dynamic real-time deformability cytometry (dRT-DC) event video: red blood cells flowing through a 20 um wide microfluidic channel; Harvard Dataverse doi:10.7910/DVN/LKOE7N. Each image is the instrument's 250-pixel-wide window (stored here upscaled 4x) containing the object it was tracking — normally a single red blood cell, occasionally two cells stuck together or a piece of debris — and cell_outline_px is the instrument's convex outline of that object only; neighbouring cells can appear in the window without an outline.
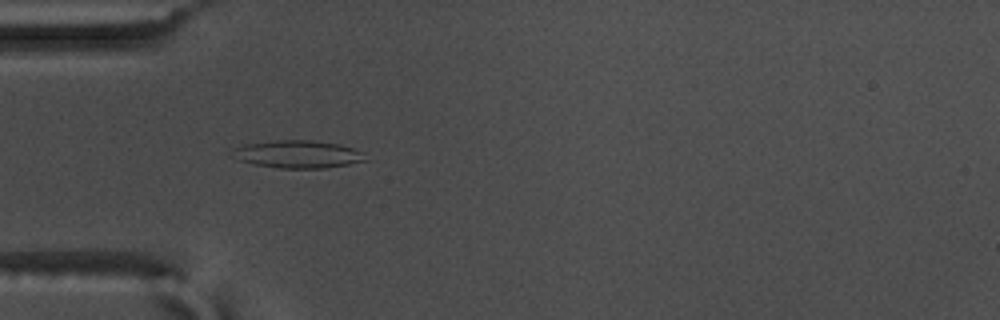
{"species": "common noctule bat (a hibernating species)", "species_latin": "Nyctalus noctula", "temperature_condition": "warm", "stored_images_in_passage": 55, "camera_frame_rate_fps": 3000, "um_per_image_px": 0.085, "animal": {"sex": "male", "body_mass_g": 17.5, "forearm_length_mm": 52.3}, "frame": {"image": 1, "passage_image": 17, "time_ms": 5.333, "image_size_px": [1000, 320], "cell_outline_px": [[368, 160], [348, 164], [324, 168], [280, 168], [252, 164], [240, 160], [232, 148], [244, 144], [276, 140], [312, 140], [340, 144], [364, 152]], "centroid_in_image_um": [25.37, 13.1], "position_along_channel_um": 59.6, "area_um2": 21.33}}
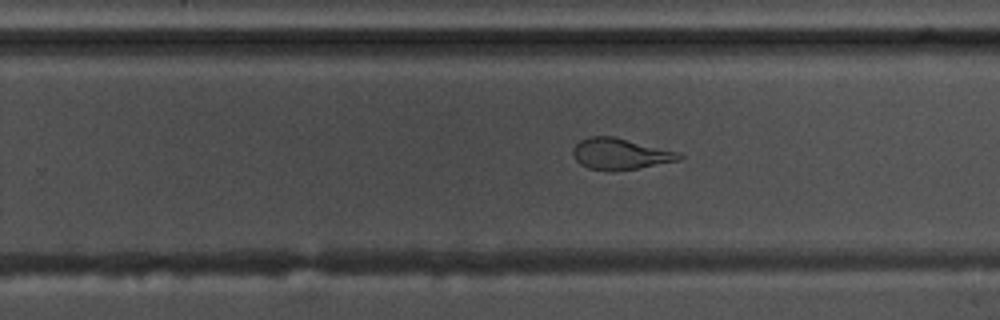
{"frame": {"image": 2, "passage_image": 35, "time_ms": 11.333, "image_size_px": [1000, 320], "cell_outline_px": [[684, 156], [680, 160], [636, 168], [588, 168], [580, 164], [576, 160], [572, 152], [572, 148], [580, 140], [588, 136], [612, 136], [680, 152]], "centroid_in_image_um": [52.72, 13.03], "position_along_channel_um": 277.1, "area_um2": 18.67}}
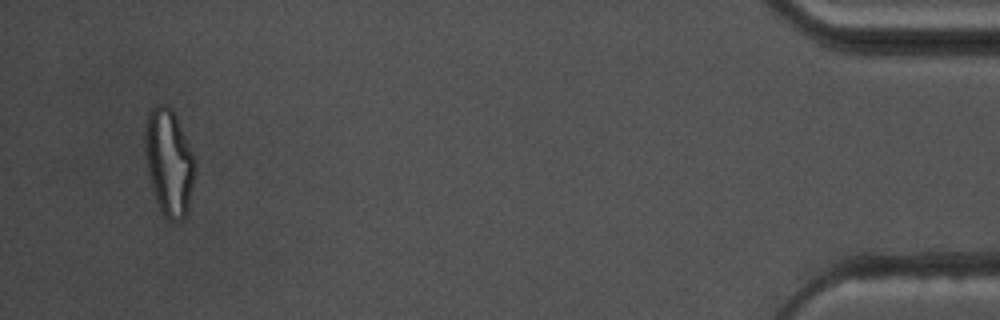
{"frame": {"image": 3, "passage_image": 53, "time_ms": 17.333, "image_size_px": [1000, 320], "cell_outline_px": [[196, 164], [188, 212], [184, 220], [168, 220], [164, 216], [156, 200], [152, 188], [148, 172], [144, 148], [144, 128], [148, 108], [156, 104], [168, 104], [172, 108], [176, 116], [192, 152]], "centroid_in_image_um": [14.34, 13.75], "position_along_channel_um": 420.9, "area_um2": 31.39}, "authors_computed_cell_mechanics": {"area_um2": 21.964, "velocity_mm_per_s": 3.6852, "shape_relaxation_time_tau1_ms": null, "shape_relaxation_time_tau2_ms": 1.269, "deformation_change_tau1": null, "deformation_change_tau2": 0.089}}